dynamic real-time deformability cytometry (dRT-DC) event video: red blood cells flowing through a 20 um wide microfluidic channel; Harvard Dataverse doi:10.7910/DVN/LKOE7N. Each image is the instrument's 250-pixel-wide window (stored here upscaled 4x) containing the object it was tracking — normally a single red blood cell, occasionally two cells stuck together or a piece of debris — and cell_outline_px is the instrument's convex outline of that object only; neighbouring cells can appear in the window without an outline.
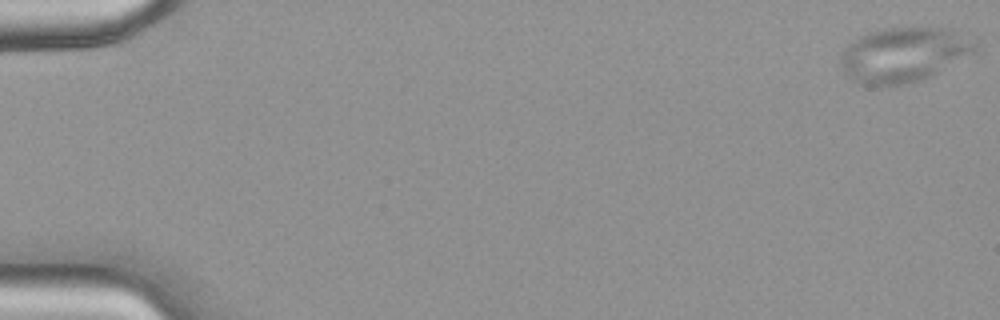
{"species": "common noctule bat (a hibernating species)", "species_latin": "Nyctalus noctula", "temperature_condition": "warm", "stored_images_in_passage": 15, "camera_frame_rate_fps": 3000, "um_per_image_px": 0.085, "animal": {"sex": "female", "body_mass_g": 18.4}, "frame": {"image": 1, "passage_image": 1, "time_ms": 0.0, "image_size_px": [1000, 320], "cell_outline_px": [[976, 52], [920, 80], [908, 84], [860, 84], [844, 76], [840, 64], [840, 52], [860, 36], [868, 32], [888, 28], [952, 28], [976, 44]], "centroid_in_image_um": [76.75, 4.64], "position_along_channel_um": 8.2, "area_um2": 42.37}}